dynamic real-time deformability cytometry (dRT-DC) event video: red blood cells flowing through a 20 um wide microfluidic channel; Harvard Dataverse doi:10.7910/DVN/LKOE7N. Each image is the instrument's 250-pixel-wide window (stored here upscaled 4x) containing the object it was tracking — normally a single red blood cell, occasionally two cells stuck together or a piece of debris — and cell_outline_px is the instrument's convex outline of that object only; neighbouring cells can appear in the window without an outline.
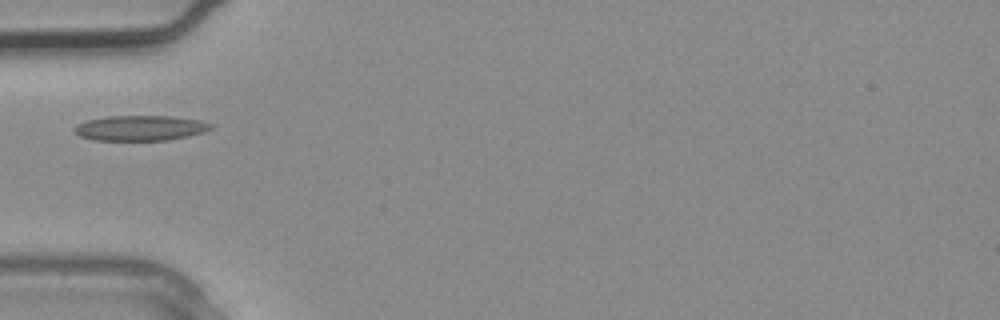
{"species": "common noctule bat (a hibernating species)", "species_latin": "Nyctalus noctula", "temperature_condition": "warm", "stored_images_in_passage": 1, "camera_frame_rate_fps": 3000, "um_per_image_px": 0.085, "animal": {"sex": "male", "body_mass_g": 20.4}, "frame": {"image": 1, "passage_image": 1, "time_ms": 0.0, "image_size_px": [1000, 320], "cell_outline_px": [[216, 128], [204, 132], [188, 136], [168, 140], [92, 140], [80, 136], [72, 128], [76, 124], [88, 120], [108, 116], [168, 116], [200, 120], [216, 124]], "centroid_in_image_um": [11.98, 10.88], "position_along_channel_um": 73.0, "area_um2": 20.23}}